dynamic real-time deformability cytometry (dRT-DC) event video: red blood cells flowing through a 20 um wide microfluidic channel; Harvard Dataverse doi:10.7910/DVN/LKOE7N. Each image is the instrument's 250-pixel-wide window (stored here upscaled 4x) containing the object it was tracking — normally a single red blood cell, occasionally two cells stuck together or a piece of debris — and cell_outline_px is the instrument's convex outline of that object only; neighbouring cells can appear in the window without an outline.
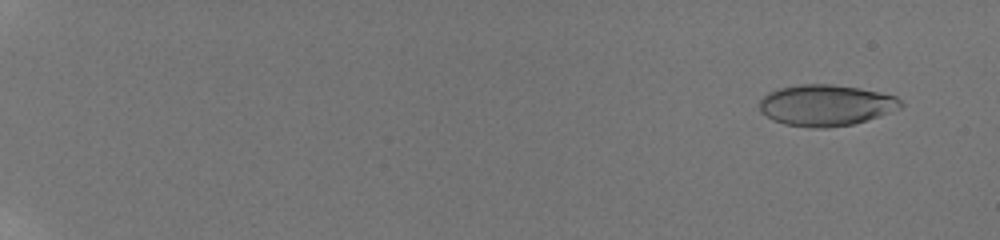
{"species": "human", "species_latin": "Homo sapiens", "temperature_condition": "room temperature", "stored_images_in_passage": 58, "camera_frame_rate_fps": 3000, "um_per_image_px": 0.085, "donor": {"sex": "male"}, "frame": {"image": 1, "passage_image": 5, "time_ms": 1.333, "image_size_px": [1000, 240], "cell_outline_px": [[904, 104], [900, 108], [852, 124], [828, 128], [812, 128], [784, 124], [772, 120], [760, 112], [760, 100], [768, 92], [780, 88], [800, 84], [832, 84], [860, 88], [896, 96]], "centroid_in_image_um": [70.16, 8.94], "position_along_channel_um": 14.8, "area_um2": 33.76}}
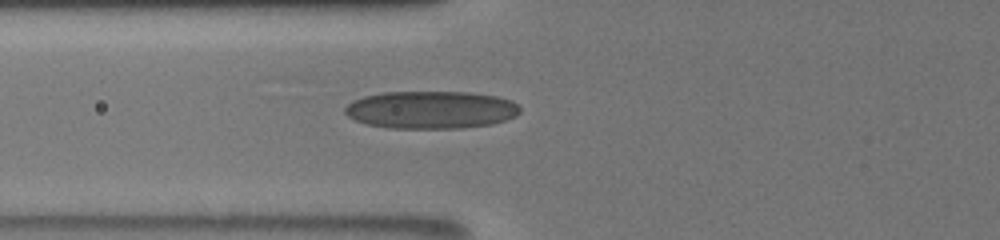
{"frame": {"image": 2, "passage_image": 27, "time_ms": 8.667, "image_size_px": [1000, 240], "cell_outline_px": [[520, 112], [516, 116], [492, 124], [460, 128], [388, 128], [368, 124], [356, 120], [348, 116], [344, 112], [344, 108], [352, 100], [364, 96], [384, 92], [468, 92], [496, 96], [512, 100], [520, 104]], "centroid_in_image_um": [36.65, 9.33], "position_along_channel_um": 89.2, "area_um2": 38.55}}
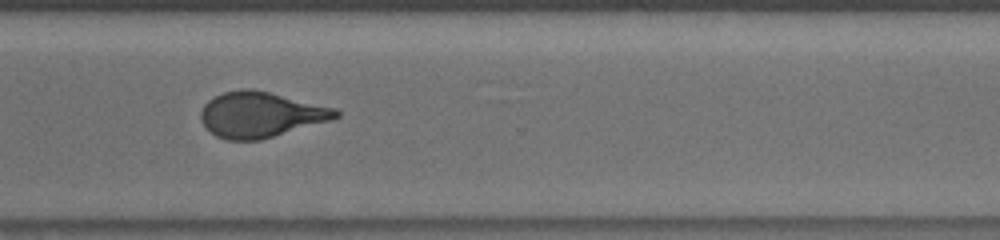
{"frame": {"image": 3, "passage_image": 47, "time_ms": 15.333, "image_size_px": [1000, 240], "cell_outline_px": [[340, 116], [332, 120], [260, 140], [228, 140], [216, 136], [204, 128], [200, 120], [200, 112], [204, 104], [208, 100], [224, 92], [240, 88], [252, 88], [336, 108], [340, 112]], "centroid_in_image_um": [22.13, 9.74], "position_along_channel_um": 348.5, "area_um2": 35.95}, "authors_computed_cell_mechanics": {"area_um2": 35.0846, "velocity_mm_per_s": 3.8921, "shape_relaxation_time_tau1_ms": 9.7953, "shape_relaxation_time_tau2_ms": 1.1681, "deformation_change_tau1": 0.2713, "deformation_change_tau2": 0.0963}}